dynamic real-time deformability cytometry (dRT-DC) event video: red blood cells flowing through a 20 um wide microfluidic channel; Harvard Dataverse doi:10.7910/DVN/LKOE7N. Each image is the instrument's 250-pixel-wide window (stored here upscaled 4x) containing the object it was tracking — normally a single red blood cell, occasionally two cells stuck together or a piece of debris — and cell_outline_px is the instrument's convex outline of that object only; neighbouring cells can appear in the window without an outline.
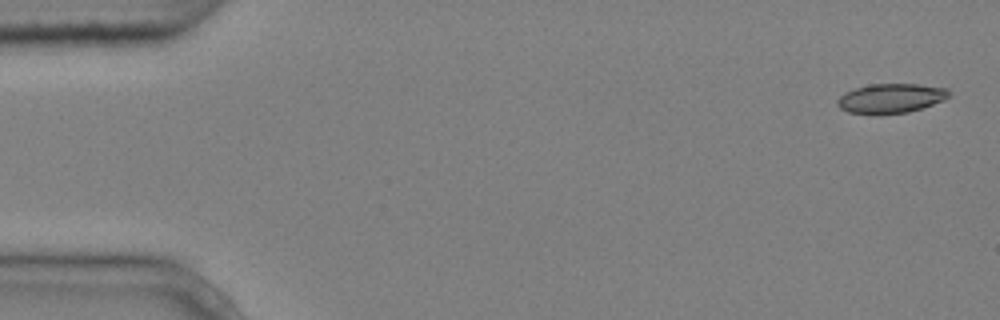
{"species": "common noctule bat (a hibernating species)", "species_latin": "Nyctalus noctula", "temperature_condition": "cold", "stored_images_in_passage": 5, "camera_frame_rate_fps": 3000, "um_per_image_px": 0.085, "animal": {"sex": "male", "body_mass_g": 20.4}, "frame": {"image": 1, "passage_image": 1, "time_ms": 0.0, "image_size_px": [1000, 320], "cell_outline_px": [[952, 96], [944, 100], [908, 112], [848, 112], [840, 108], [836, 104], [836, 100], [844, 92], [868, 84], [920, 84], [948, 88]], "centroid_in_image_um": [75.76, 8.31], "position_along_channel_um": 9.2, "area_um2": 18.79}}
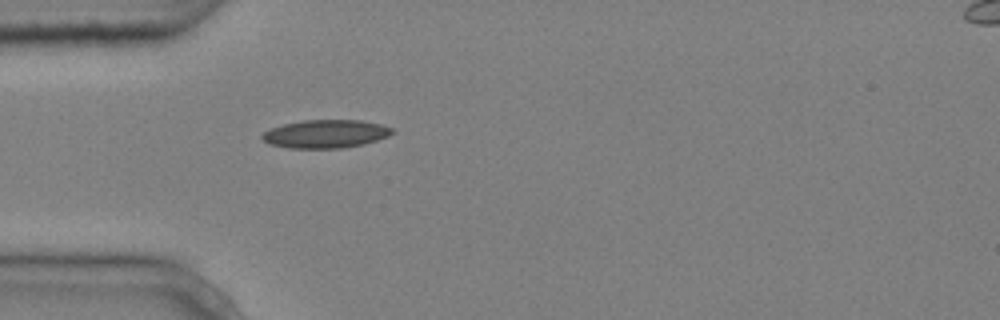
{"frame": {"image": 2, "passage_image": 5, "time_ms": 1.333, "image_size_px": [1000, 320], "cell_outline_px": [[396, 132], [388, 136], [364, 144], [340, 148], [288, 148], [268, 144], [260, 136], [264, 132], [272, 128], [284, 124], [304, 120], [360, 120], [380, 124], [392, 128]], "centroid_in_image_um": [27.68, 11.38], "position_along_channel_um": 57.3, "area_um2": 21.33}}